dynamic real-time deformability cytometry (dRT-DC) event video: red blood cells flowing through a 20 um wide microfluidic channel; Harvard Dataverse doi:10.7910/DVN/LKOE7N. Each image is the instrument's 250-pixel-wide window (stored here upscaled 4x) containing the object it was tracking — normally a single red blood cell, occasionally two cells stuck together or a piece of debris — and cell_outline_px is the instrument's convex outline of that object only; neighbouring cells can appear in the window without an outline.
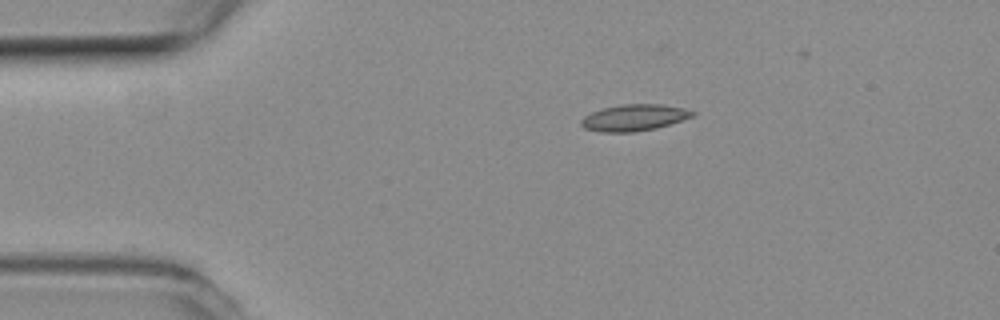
{"species": "common noctule bat (a hibernating species)", "species_latin": "Nyctalus noctula", "temperature_condition": "room temperature", "stored_images_in_passage": 45, "camera_frame_rate_fps": 3000, "um_per_image_px": 0.085, "animal": {"sex": "female", "body_mass_g": 19.3, "forearm_length_mm": 54.1}, "frame": {"image": 1, "passage_image": 1, "time_ms": 0.0, "image_size_px": [1000, 320], "cell_outline_px": [[696, 112], [692, 116], [656, 128], [636, 132], [600, 132], [584, 128], [580, 124], [580, 120], [584, 116], [592, 112], [604, 108], [624, 104], [660, 104], [684, 108]], "centroid_in_image_um": [53.86, 10.0], "position_along_channel_um": 31.1, "area_um2": 16.99}}
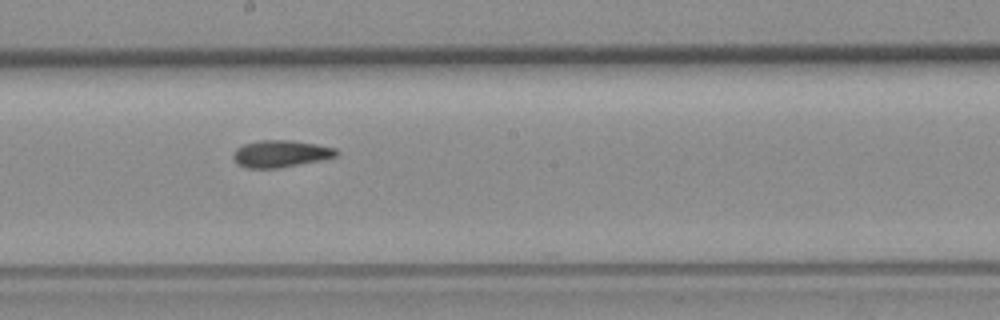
{"frame": {"image": 2, "passage_image": 20, "time_ms": 6.333, "image_size_px": [1000, 320], "cell_outline_px": [[340, 152], [336, 156], [320, 160], [276, 168], [248, 168], [240, 164], [232, 156], [236, 148], [244, 144], [260, 140], [288, 140], [316, 144], [336, 148]], "centroid_in_image_um": [23.87, 13.05], "position_along_channel_um": 224.3, "area_um2": 15.95}}
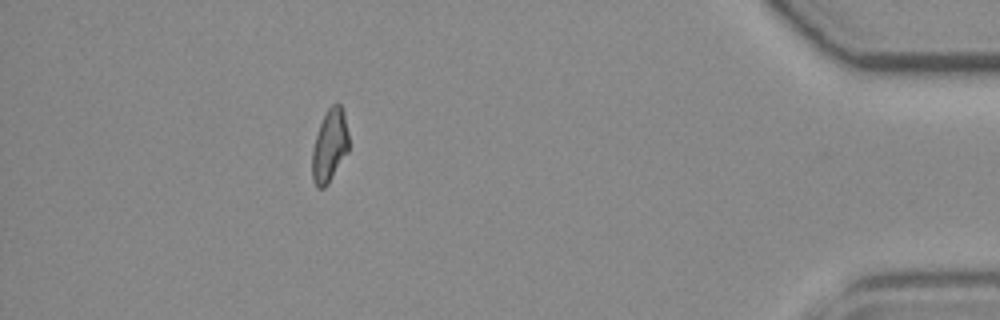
{"frame": {"image": 3, "passage_image": 39, "time_ms": 12.667, "image_size_px": [1000, 320], "cell_outline_px": [[348, 152], [328, 184], [324, 188], [316, 188], [312, 180], [312, 148], [320, 124], [328, 108], [332, 104], [340, 104], [344, 112], [348, 132]], "centroid_in_image_um": [28.01, 12.42], "position_along_channel_um": 407.2, "area_um2": 15.55}, "authors_computed_cell_mechanics": {"area_um2": 15.9528, "velocity_mm_per_s": 3.7977, "shape_relaxation_time_tau1_ms": null, "shape_relaxation_time_tau2_ms": 5.1896, "deformation_change_tau1": null, "deformation_change_tau2": 0.119}}